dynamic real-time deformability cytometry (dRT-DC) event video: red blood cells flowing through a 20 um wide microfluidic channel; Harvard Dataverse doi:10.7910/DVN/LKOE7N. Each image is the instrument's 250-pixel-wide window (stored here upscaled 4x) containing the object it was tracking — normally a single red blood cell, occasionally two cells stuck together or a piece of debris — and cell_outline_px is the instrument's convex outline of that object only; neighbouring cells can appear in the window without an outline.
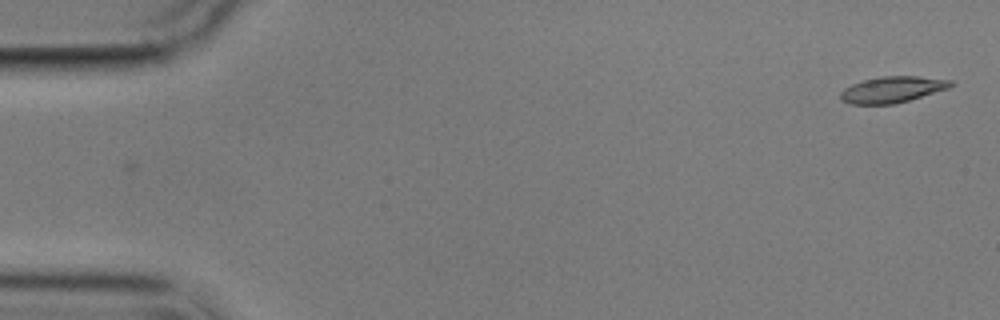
{"species": "common noctule bat (a hibernating species)", "species_latin": "Nyctalus noctula", "temperature_condition": "cold", "stored_images_in_passage": 2, "camera_frame_rate_fps": 3000, "um_per_image_px": 0.085, "animal": {"sex": "male", "body_mass_g": 17.9}, "frame": {"image": 1, "passage_image": 2, "time_ms": 1.333, "image_size_px": [1000, 320], "cell_outline_px": [[956, 84], [948, 88], [896, 104], [852, 104], [840, 100], [840, 92], [844, 88], [852, 84], [864, 80], [880, 76], [916, 76], [952, 80]], "centroid_in_image_um": [75.84, 7.61], "position_along_channel_um": 9.2, "area_um2": 16.82}}